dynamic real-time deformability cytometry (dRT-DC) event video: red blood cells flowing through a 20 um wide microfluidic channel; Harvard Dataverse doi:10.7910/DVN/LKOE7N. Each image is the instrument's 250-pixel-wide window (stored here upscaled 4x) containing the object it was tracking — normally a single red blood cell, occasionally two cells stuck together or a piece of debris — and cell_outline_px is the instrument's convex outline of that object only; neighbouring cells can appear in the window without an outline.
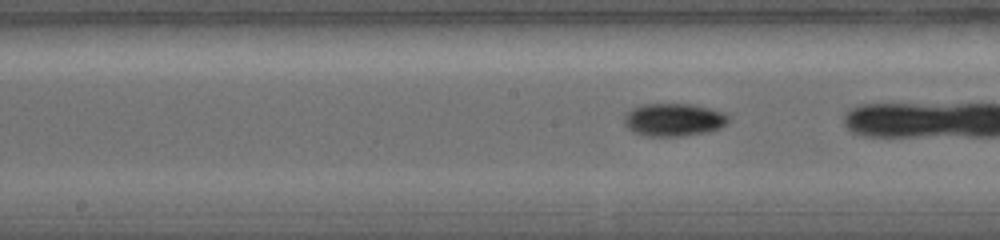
{"species": "common noctule bat (a hibernating species)", "species_latin": "Nyctalus noctula", "temperature_condition": "warm", "stored_images_in_passage": 23, "camera_frame_rate_fps": 5000, "um_per_image_px": 0.085, "animal": {"sex": "female", "body_mass_g": 19.0, "forearm_length_mm": 56.7}, "frame": {"image": 1, "passage_image": 10, "time_ms": 2.4, "image_size_px": [1000, 240], "cell_outline_px": [[728, 120], [724, 124], [716, 128], [700, 132], [672, 136], [660, 136], [640, 132], [632, 128], [628, 124], [628, 116], [636, 108], [648, 104], [688, 104], [708, 108], [724, 116]], "centroid_in_image_um": [57.31, 10.15], "position_along_channel_um": 190.9, "area_um2": 17.86}}